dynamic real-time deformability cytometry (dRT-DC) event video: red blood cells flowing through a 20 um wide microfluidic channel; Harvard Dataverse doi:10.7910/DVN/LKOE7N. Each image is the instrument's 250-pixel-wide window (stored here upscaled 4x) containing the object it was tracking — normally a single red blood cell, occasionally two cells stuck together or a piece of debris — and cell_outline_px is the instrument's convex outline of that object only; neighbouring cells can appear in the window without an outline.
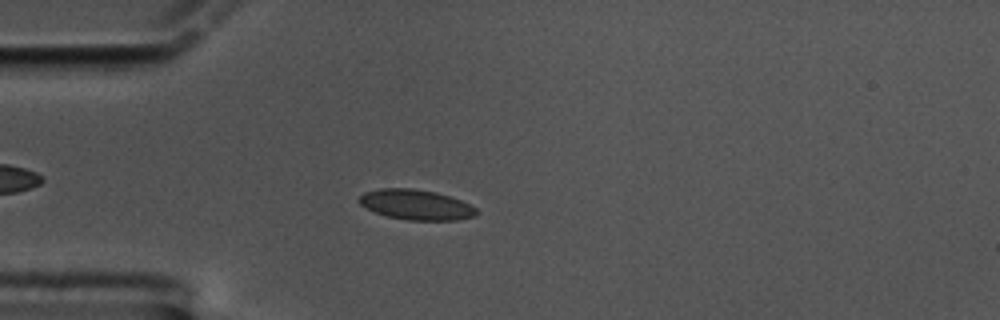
{"species": "common noctule bat (a hibernating species)", "species_latin": "Nyctalus noctula", "temperature_condition": "cold", "stored_images_in_passage": 58, "camera_frame_rate_fps": 3000, "um_per_image_px": 0.085, "animal": {"sex": "male", "body_mass_g": 17.5, "forearm_length_mm": 52.3}, "frame": {"image": 1, "passage_image": 15, "time_ms": 4.667, "image_size_px": [1000, 320], "cell_outline_px": [[480, 212], [476, 216], [456, 220], [408, 220], [388, 216], [376, 212], [360, 204], [360, 196], [364, 192], [380, 188], [412, 188], [436, 192], [460, 200], [476, 208]], "centroid_in_image_um": [35.4, 17.4], "position_along_channel_um": 49.6, "area_um2": 20.46}}
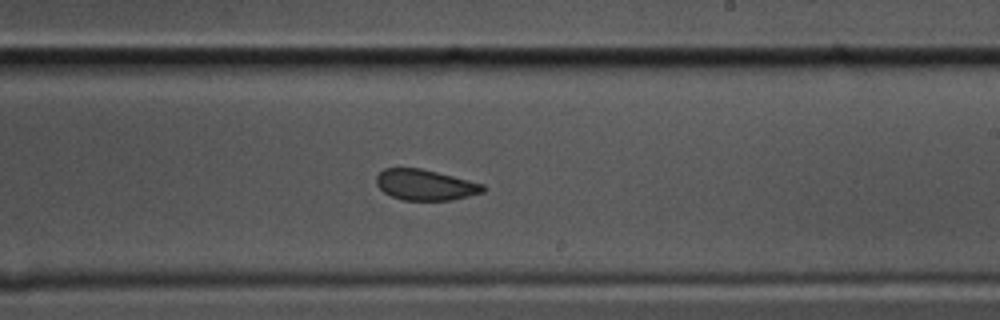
{"frame": {"image": 2, "passage_image": 34, "time_ms": 11.0, "image_size_px": [1000, 320], "cell_outline_px": [[488, 188], [484, 192], [452, 200], [404, 200], [392, 196], [384, 192], [376, 184], [376, 176], [384, 168], [420, 168], [484, 184]], "centroid_in_image_um": [36.16, 15.72], "position_along_channel_um": 252.8, "area_um2": 19.02}}
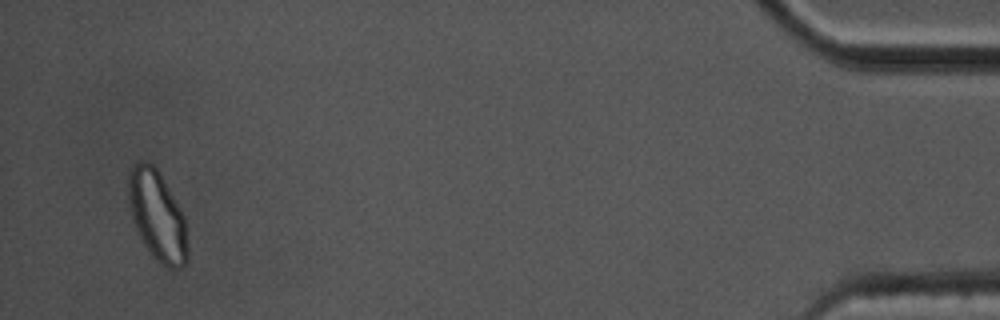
{"frame": {"image": 3, "passage_image": 56, "time_ms": 18.333, "image_size_px": [1000, 320], "cell_outline_px": [[188, 264], [180, 268], [168, 268], [160, 264], [156, 260], [144, 244], [136, 228], [132, 216], [128, 200], [128, 176], [132, 164], [136, 160], [148, 160], [156, 168], [180, 208], [184, 216], [188, 248]], "centroid_in_image_um": [13.37, 18.34], "position_along_channel_um": 421.8, "area_um2": 31.1}, "authors_computed_cell_mechanics": {"area_um2": 20.4323, "velocity_mm_per_s": 3.3933, "shape_relaxation_time_tau1_ms": 6.4903, "shape_relaxation_time_tau2_ms": 1.0434, "deformation_change_tau1": 0.0822, "deformation_change_tau2": 0.0626}}